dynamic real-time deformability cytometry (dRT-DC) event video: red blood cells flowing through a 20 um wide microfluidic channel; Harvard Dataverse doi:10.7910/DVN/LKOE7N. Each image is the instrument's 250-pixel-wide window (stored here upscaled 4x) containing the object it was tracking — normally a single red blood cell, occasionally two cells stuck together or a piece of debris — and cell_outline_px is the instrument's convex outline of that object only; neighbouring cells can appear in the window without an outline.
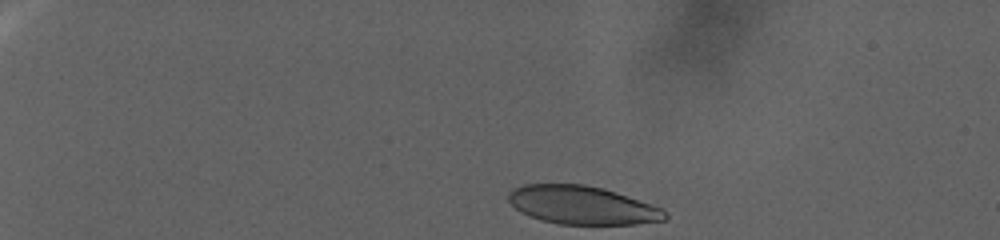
{"species": "human", "species_latin": "Homo sapiens", "temperature_condition": "warm", "stored_images_in_passage": 102, "camera_frame_rate_fps": 3000, "um_per_image_px": 0.085, "donor": {"sex": "female"}, "frame": {"image": 1, "passage_image": 1, "time_ms": 0.0, "image_size_px": [1000, 240], "cell_outline_px": [[668, 216], [664, 220], [636, 224], [560, 224], [540, 220], [520, 212], [508, 200], [508, 192], [512, 188], [524, 184], [584, 184], [604, 188], [616, 192], [660, 208]], "centroid_in_image_um": [49.42, 17.43], "position_along_channel_um": 35.6, "area_um2": 34.8}}
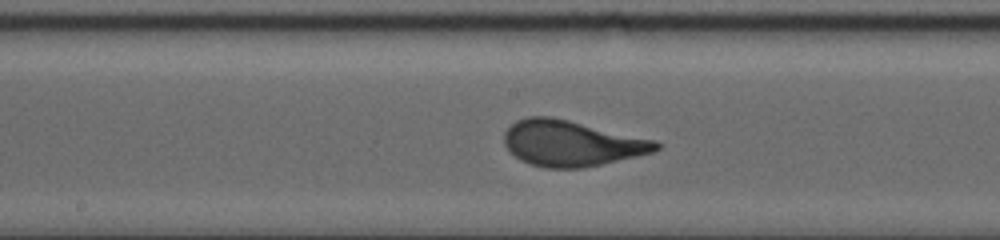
{"frame": {"image": 2, "passage_image": 55, "time_ms": 18.0, "image_size_px": [1000, 240], "cell_outline_px": [[664, 144], [660, 148], [652, 152], [636, 156], [584, 168], [544, 168], [520, 160], [504, 144], [504, 132], [516, 120], [528, 116], [548, 116], [568, 120], [656, 140]], "centroid_in_image_um": [48.58, 12.18], "position_along_channel_um": 199.6, "area_um2": 40.29}}
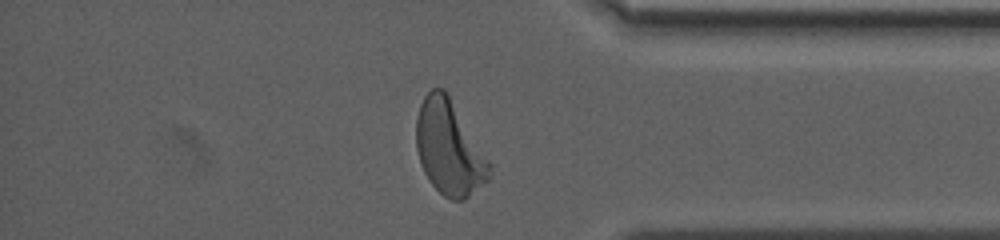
{"frame": {"image": 3, "passage_image": 95, "time_ms": 31.333, "image_size_px": [1000, 240], "cell_outline_px": [[492, 164], [488, 180], [464, 200], [452, 200], [444, 196], [428, 180], [420, 164], [416, 148], [416, 116], [420, 104], [424, 96], [432, 88], [444, 88]], "centroid_in_image_um": [38.17, 12.57], "position_along_channel_um": 397.0, "area_um2": 40.17}}